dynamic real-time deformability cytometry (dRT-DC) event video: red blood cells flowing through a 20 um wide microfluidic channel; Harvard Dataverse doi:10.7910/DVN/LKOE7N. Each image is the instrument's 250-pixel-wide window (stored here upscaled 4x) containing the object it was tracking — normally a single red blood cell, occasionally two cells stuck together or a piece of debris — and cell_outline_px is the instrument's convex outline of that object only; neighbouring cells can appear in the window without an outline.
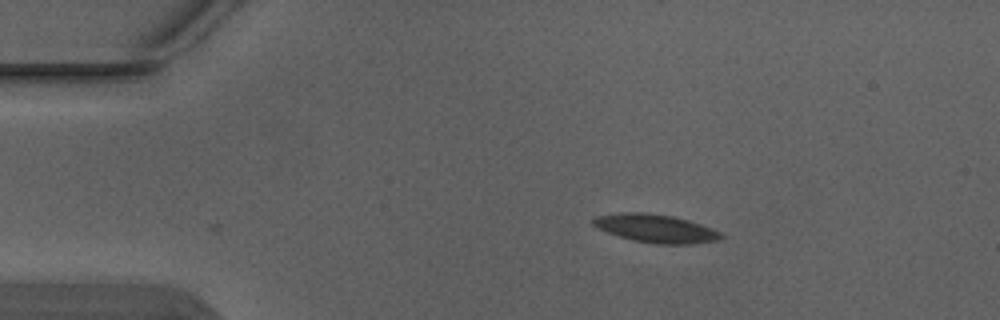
{"species": "Egyptian fruit bat (a non-hibernating species)", "species_latin": "Rousettus aegyptiacus", "temperature_condition": "warm", "stored_images_in_passage": 2, "camera_frame_rate_fps": 3000, "um_per_image_px": 0.085, "animal": {"sex": "male"}, "frame": {"image": 1, "passage_image": 2, "time_ms": 0.333, "image_size_px": [1000, 320], "cell_outline_px": [[724, 236], [720, 240], [692, 244], [656, 244], [632, 240], [608, 232], [592, 224], [592, 220], [596, 216], [620, 212], [648, 212], [672, 216], [688, 220], [712, 228], [720, 232]], "centroid_in_image_um": [55.76, 19.41], "position_along_channel_um": 29.2, "area_um2": 21.04}}